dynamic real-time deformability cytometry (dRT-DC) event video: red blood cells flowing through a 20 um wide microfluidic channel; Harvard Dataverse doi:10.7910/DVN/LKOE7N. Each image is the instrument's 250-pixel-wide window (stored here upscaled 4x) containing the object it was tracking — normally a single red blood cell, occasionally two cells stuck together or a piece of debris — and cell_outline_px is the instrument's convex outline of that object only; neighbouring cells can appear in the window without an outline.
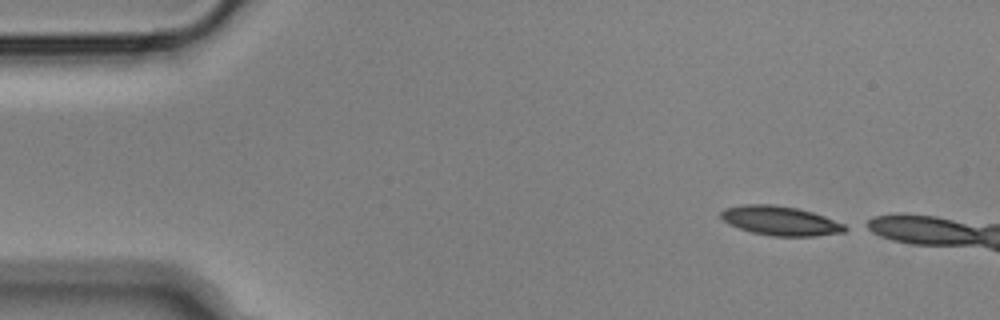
{"species": "Egyptian fruit bat (a non-hibernating species)", "species_latin": "Rousettus aegyptiacus", "temperature_condition": "cold", "stored_images_in_passage": 7, "camera_frame_rate_fps": 3000, "um_per_image_px": 0.085, "animal": {"sex": "male"}, "frame": {"image": 1, "passage_image": 1, "time_ms": 0.0, "image_size_px": [1000, 320], "cell_outline_px": [[852, 228], [844, 232], [816, 236], [772, 236], [752, 232], [728, 224], [720, 216], [720, 212], [724, 208], [744, 204], [772, 204], [796, 208], [812, 212], [824, 216], [844, 224]], "centroid_in_image_um": [66.35, 18.77], "position_along_channel_um": 18.7, "area_um2": 21.21}}